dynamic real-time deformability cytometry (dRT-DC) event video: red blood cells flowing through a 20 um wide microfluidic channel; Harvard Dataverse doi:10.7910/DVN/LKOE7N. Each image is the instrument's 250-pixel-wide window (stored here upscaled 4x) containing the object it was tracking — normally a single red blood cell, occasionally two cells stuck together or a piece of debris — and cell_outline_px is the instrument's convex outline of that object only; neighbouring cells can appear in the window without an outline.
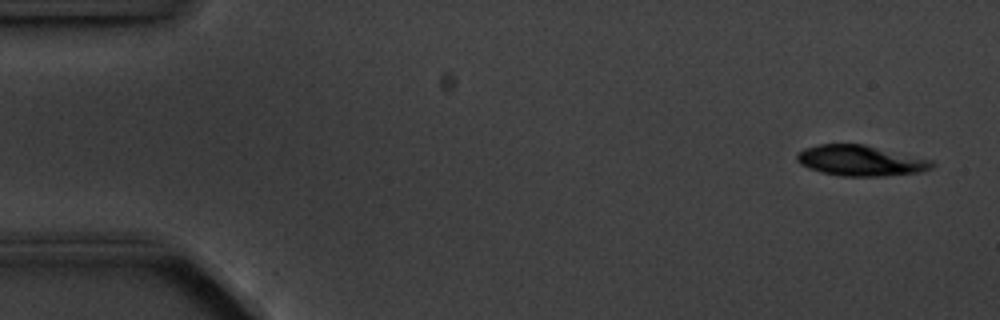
{"species": "common noctule bat (a hibernating species)", "species_latin": "Nyctalus noctula", "temperature_condition": "cold", "stored_images_in_passage": 4, "camera_frame_rate_fps": 3000, "um_per_image_px": 0.085, "animal": {"sex": "male", "body_mass_g": 20.1, "forearm_length_mm": 53.5}, "frame": {"image": 1, "passage_image": 1, "time_ms": 0.0, "image_size_px": [1000, 320], "cell_outline_px": [[936, 164], [932, 168], [920, 172], [884, 176], [840, 176], [820, 172], [808, 168], [800, 164], [796, 160], [796, 156], [804, 148], [820, 144], [864, 144], [932, 160]], "centroid_in_image_um": [73.14, 13.66], "position_along_channel_um": 11.9, "area_um2": 24.1}}
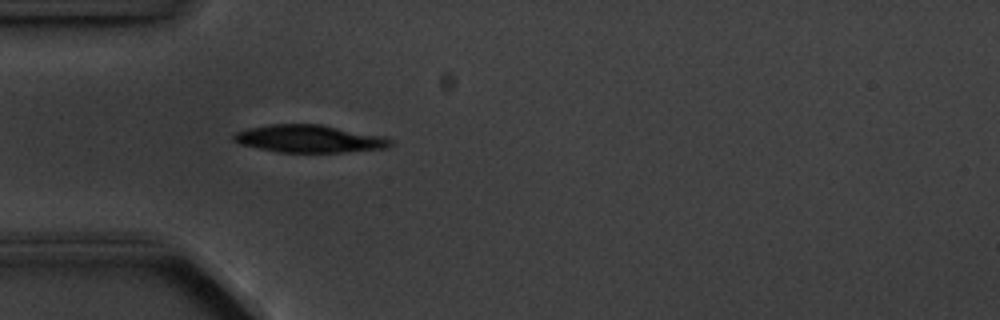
{"frame": {"image": 2, "passage_image": 4, "time_ms": 4.333, "image_size_px": [1000, 320], "cell_outline_px": [[392, 144], [388, 148], [340, 152], [280, 152], [240, 144], [232, 140], [232, 136], [236, 132], [248, 128], [272, 124], [320, 124], [384, 136], [392, 140]], "centroid_in_image_um": [26.29, 11.79], "position_along_channel_um": 58.7, "area_um2": 25.03}}